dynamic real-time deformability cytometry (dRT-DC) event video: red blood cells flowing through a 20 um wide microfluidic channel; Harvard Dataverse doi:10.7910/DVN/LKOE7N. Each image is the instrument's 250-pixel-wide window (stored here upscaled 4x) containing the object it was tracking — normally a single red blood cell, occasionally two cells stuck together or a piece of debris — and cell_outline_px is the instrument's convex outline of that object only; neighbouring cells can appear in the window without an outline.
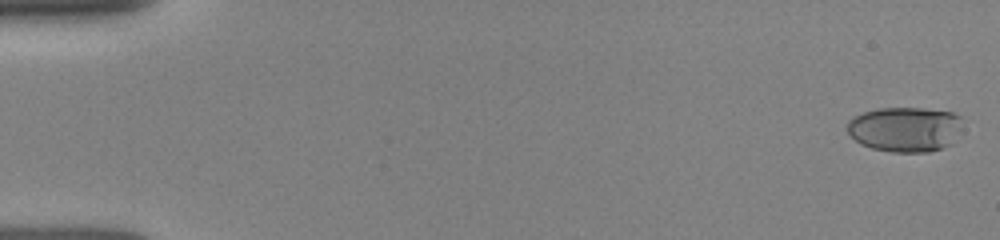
{"species": "human", "species_latin": "Homo sapiens", "temperature_condition": "room temperature", "stored_images_in_passage": 7, "camera_frame_rate_fps": 3000, "um_per_image_px": 0.085, "donor": {"sex": "female"}, "frame": {"image": 1, "passage_image": 1, "time_ms": 0.0, "image_size_px": [1000, 240], "cell_outline_px": [[960, 116], [952, 144], [928, 152], [892, 152], [872, 148], [860, 144], [848, 132], [848, 120], [852, 116], [864, 112], [880, 108], [920, 108], [952, 112]], "centroid_in_image_um": [76.86, 10.98], "position_along_channel_um": 8.1, "area_um2": 29.77}}
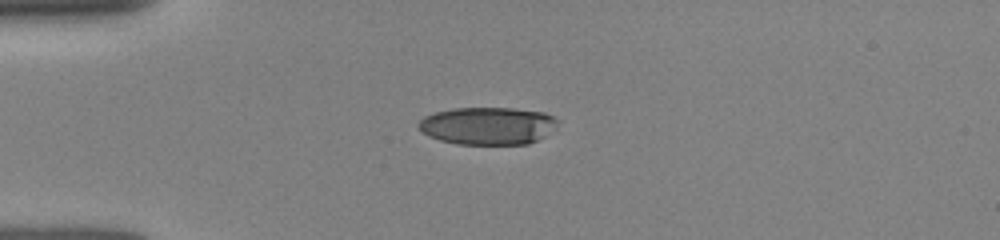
{"frame": {"image": 2, "passage_image": 5, "time_ms": 4.0, "image_size_px": [1000, 240], "cell_outline_px": [[560, 120], [556, 128], [544, 136], [528, 144], [456, 144], [440, 140], [428, 136], [416, 124], [424, 116], [436, 112], [452, 108], [512, 108], [544, 112]], "centroid_in_image_um": [41.47, 10.69], "position_along_channel_um": 43.5, "area_um2": 30.58}}
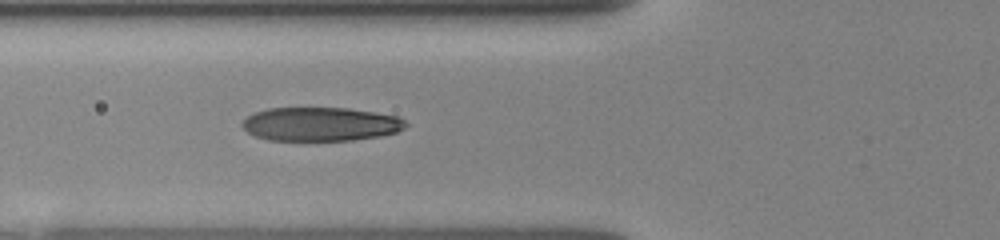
{"frame": {"image": 3, "passage_image": 7, "time_ms": 6.0, "image_size_px": [1000, 240], "cell_outline_px": [[408, 124], [404, 128], [396, 132], [380, 136], [352, 140], [268, 140], [256, 136], [248, 132], [240, 124], [248, 116], [256, 112], [268, 108], [348, 108], [396, 116], [404, 120]], "centroid_in_image_um": [27.24, 10.55], "position_along_channel_um": 98.6, "area_um2": 31.96}}